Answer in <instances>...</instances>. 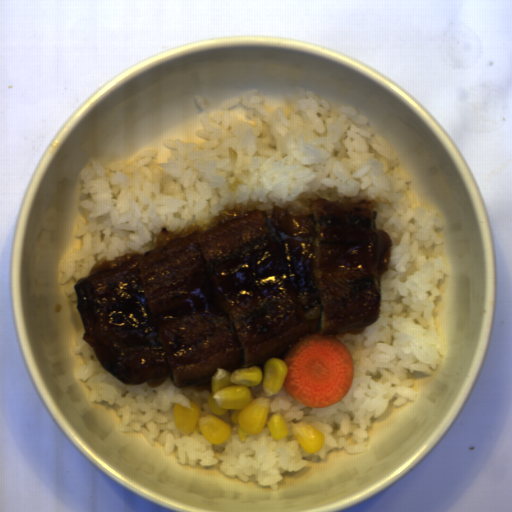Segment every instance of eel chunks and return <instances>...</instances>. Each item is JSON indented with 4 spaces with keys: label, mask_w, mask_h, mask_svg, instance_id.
<instances>
[{
    "label": "eel chunks",
    "mask_w": 512,
    "mask_h": 512,
    "mask_svg": "<svg viewBox=\"0 0 512 512\" xmlns=\"http://www.w3.org/2000/svg\"><path fill=\"white\" fill-rule=\"evenodd\" d=\"M312 213L252 210L76 282L82 339L121 383L210 382L217 369L288 355L310 334H361L381 316L375 278L392 238L372 201L318 199Z\"/></svg>",
    "instance_id": "eel-chunks-1"
}]
</instances>
